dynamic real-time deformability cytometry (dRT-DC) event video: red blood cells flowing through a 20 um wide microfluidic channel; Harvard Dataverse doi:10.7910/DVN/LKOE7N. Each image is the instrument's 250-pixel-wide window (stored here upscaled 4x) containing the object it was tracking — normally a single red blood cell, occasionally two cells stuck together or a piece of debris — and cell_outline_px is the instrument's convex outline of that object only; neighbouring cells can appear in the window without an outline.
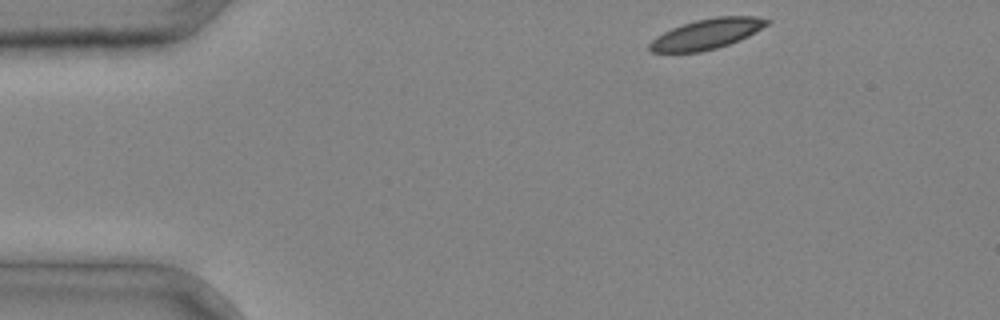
{"species": "common noctule bat (a hibernating species)", "species_latin": "Nyctalus noctula", "temperature_condition": "cold", "stored_images_in_passage": 3, "segment_of_instrument_passage": [2, 2], "camera_frame_rate_fps": 3000, "um_per_image_px": 0.085, "animal": {"sex": "male", "body_mass_g": 20.4}, "frame": {"image": 1, "passage_image": 3, "time_ms": 0.667, "image_size_px": [1000, 320], "cell_outline_px": [[772, 20], [768, 24], [748, 36], [740, 40], [716, 48], [700, 52], [652, 52], [648, 48], [648, 44], [656, 36], [672, 28], [696, 20], [716, 16], [756, 16]], "centroid_in_image_um": [60.08, 2.88], "position_along_channel_um": 24.9, "area_um2": 20.58}}